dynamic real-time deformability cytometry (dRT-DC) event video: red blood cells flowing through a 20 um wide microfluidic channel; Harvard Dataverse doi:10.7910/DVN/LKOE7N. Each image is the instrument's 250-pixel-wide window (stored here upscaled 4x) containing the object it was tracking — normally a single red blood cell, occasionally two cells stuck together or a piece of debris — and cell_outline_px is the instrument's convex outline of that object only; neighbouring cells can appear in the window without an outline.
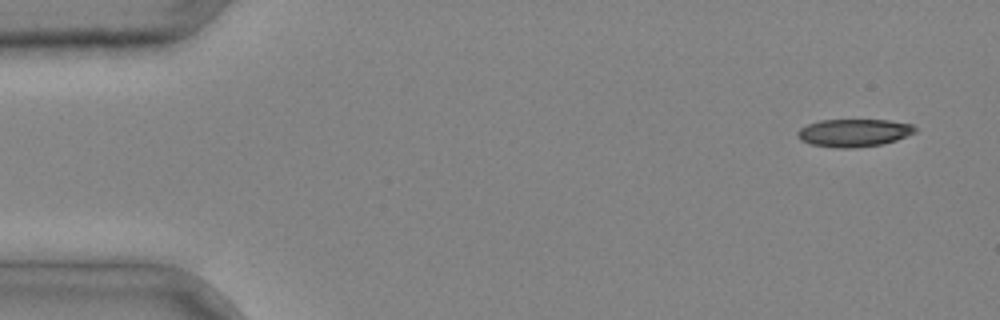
{"species": "common noctule bat (a hibernating species)", "species_latin": "Nyctalus noctula", "temperature_condition": "cold", "stored_images_in_passage": 4, "camera_frame_rate_fps": 3000, "um_per_image_px": 0.085, "animal": {"sex": "male", "body_mass_g": 20.4}, "frame": {"image": 1, "passage_image": 1, "time_ms": 0.0, "image_size_px": [1000, 320], "cell_outline_px": [[916, 132], [896, 140], [884, 144], [856, 148], [840, 148], [812, 144], [800, 140], [796, 136], [796, 132], [800, 128], [808, 124], [820, 120], [888, 120], [912, 124], [916, 128]], "centroid_in_image_um": [72.58, 11.29], "position_along_channel_um": 12.4, "area_um2": 19.07}}